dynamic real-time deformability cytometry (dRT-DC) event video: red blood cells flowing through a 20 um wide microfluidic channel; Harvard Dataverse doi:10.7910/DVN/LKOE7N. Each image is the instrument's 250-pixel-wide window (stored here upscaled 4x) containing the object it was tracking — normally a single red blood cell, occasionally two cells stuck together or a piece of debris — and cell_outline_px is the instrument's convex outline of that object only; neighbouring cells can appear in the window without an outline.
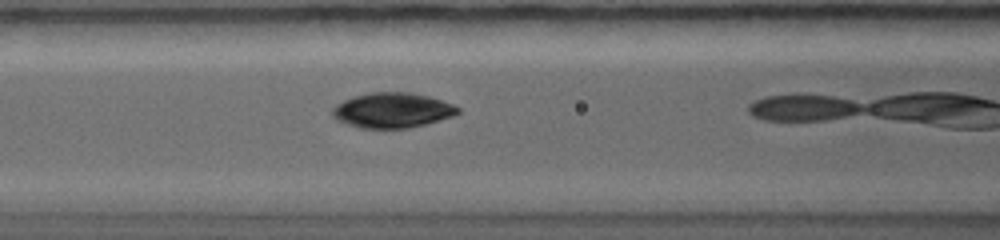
{"species": "common noctule bat (a hibernating species)", "species_latin": "Nyctalus noctula", "temperature_condition": "warm", "stored_images_in_passage": 8, "camera_frame_rate_fps": 5000, "um_per_image_px": 0.085, "animal": {"sex": "female", "body_mass_g": 19.0, "forearm_length_mm": 56.7}, "frame": {"image": 1, "passage_image": 5, "time_ms": 1.6, "image_size_px": [1000, 240], "cell_outline_px": [[460, 112], [452, 116], [424, 124], [408, 128], [360, 128], [336, 120], [332, 116], [332, 108], [336, 104], [344, 100], [356, 96], [372, 92], [404, 92], [428, 96], [452, 104], [460, 108]], "centroid_in_image_um": [33.32, 9.38], "position_along_channel_um": 133.3, "area_um2": 25.37}}